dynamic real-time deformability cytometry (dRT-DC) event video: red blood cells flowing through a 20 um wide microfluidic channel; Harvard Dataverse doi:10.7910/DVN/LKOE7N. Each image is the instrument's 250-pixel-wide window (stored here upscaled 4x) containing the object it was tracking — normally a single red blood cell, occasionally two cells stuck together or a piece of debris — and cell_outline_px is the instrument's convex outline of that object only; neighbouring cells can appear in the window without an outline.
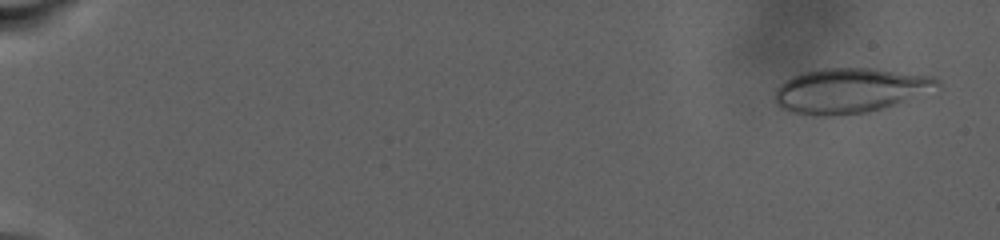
{"species": "human", "species_latin": "Homo sapiens", "temperature_condition": "warm", "stored_images_in_passage": 91, "camera_frame_rate_fps": 3000, "um_per_image_px": 0.085, "donor": {"sex": "male"}, "frame": {"image": 1, "passage_image": 4, "time_ms": 1.0, "image_size_px": [1000, 240], "cell_outline_px": [[940, 88], [868, 112], [832, 116], [816, 116], [792, 112], [780, 108], [776, 104], [772, 96], [776, 88], [784, 80], [792, 76], [804, 72], [824, 68], [872, 68], [932, 76], [940, 80]], "centroid_in_image_um": [72.18, 7.69], "position_along_channel_um": 12.8, "area_um2": 42.48}}
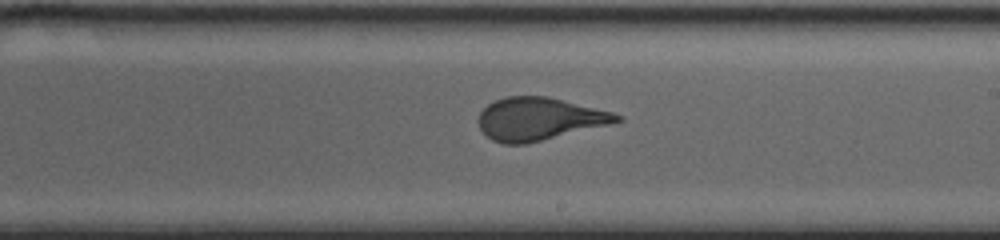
{"frame": {"image": 2, "passage_image": 58, "time_ms": 19.0, "image_size_px": [1000, 240], "cell_outline_px": [[624, 120], [608, 124], [524, 144], [504, 144], [492, 140], [480, 128], [476, 120], [480, 112], [488, 104], [504, 96], [548, 96], [612, 112], [624, 116]], "centroid_in_image_um": [45.79, 10.09], "position_along_channel_um": 243.2, "area_um2": 34.1}}
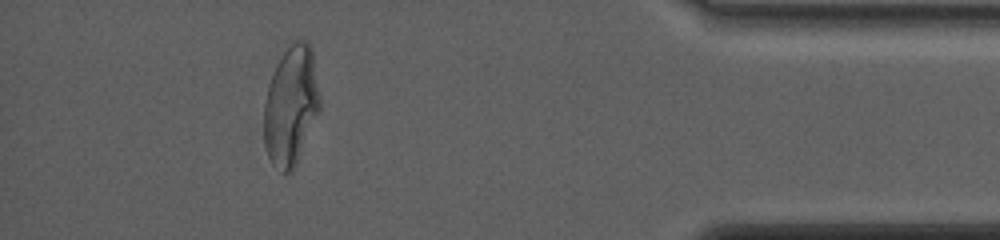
{"frame": {"image": 3, "passage_image": 84, "time_ms": 27.667, "image_size_px": [1000, 240], "cell_outline_px": [[320, 108], [292, 168], [288, 172], [284, 172], [272, 164], [268, 156], [264, 144], [264, 100], [268, 84], [276, 64], [292, 40], [308, 40], [312, 48], [320, 96]], "centroid_in_image_um": [24.71, 8.88], "position_along_channel_um": 410.5, "area_um2": 38.32}}